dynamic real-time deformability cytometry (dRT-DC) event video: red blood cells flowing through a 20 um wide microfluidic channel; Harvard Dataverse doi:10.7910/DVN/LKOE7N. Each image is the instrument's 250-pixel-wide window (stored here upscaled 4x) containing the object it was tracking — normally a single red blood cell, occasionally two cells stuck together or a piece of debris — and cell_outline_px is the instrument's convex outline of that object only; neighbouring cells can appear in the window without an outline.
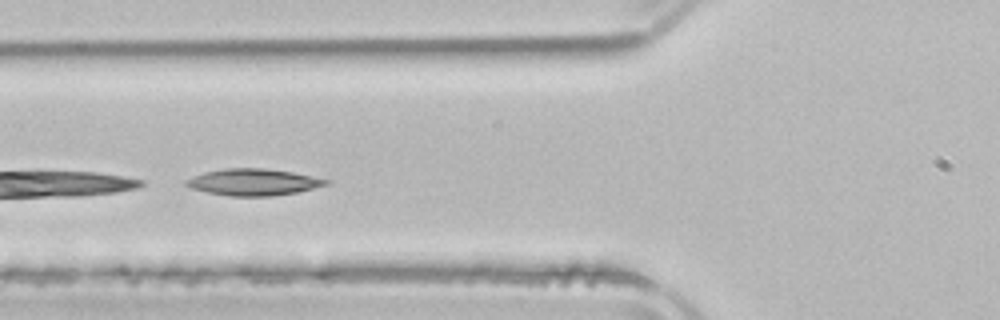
{"species": "common noctule bat (a hibernating species)", "species_latin": "Nyctalus noctula", "temperature_condition": "room temperature", "stored_images_in_passage": 6, "camera_frame_rate_fps": 3000, "um_per_image_px": 0.085, "animal": {"sex": "male", "body_mass_g": 21.5, "forearm_length_mm": 52.0}, "frame": {"image": 1, "passage_image": 5, "time_ms": 5.0, "image_size_px": [1000, 320], "cell_outline_px": [[328, 184], [296, 192], [272, 196], [228, 196], [208, 192], [192, 188], [184, 184], [184, 180], [204, 172], [224, 168], [264, 168], [292, 172], [328, 180]], "centroid_in_image_um": [21.48, 15.48], "position_along_channel_um": 104.3, "area_um2": 21.44}}
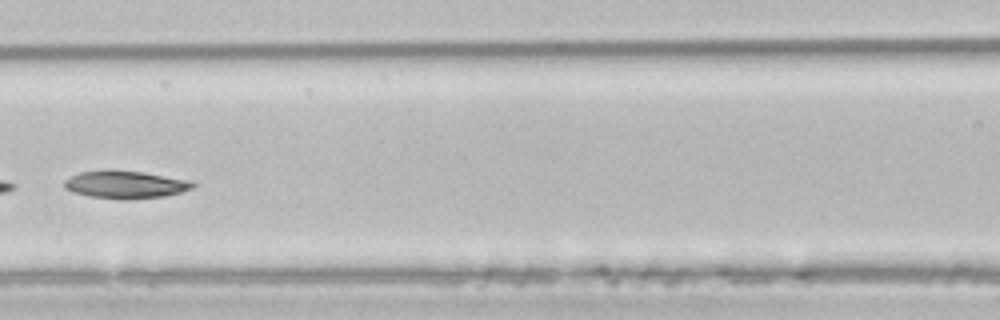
{"frame": {"image": 2, "passage_image": 6, "time_ms": 6.333, "image_size_px": [1000, 320], "cell_outline_px": [[196, 184], [192, 188], [180, 192], [164, 196], [128, 200], [120, 200], [88, 196], [72, 192], [64, 188], [64, 180], [80, 172], [104, 168], [112, 168], [140, 172], [192, 180]], "centroid_in_image_um": [10.62, 15.68], "position_along_channel_um": 156.0, "area_um2": 21.21}}